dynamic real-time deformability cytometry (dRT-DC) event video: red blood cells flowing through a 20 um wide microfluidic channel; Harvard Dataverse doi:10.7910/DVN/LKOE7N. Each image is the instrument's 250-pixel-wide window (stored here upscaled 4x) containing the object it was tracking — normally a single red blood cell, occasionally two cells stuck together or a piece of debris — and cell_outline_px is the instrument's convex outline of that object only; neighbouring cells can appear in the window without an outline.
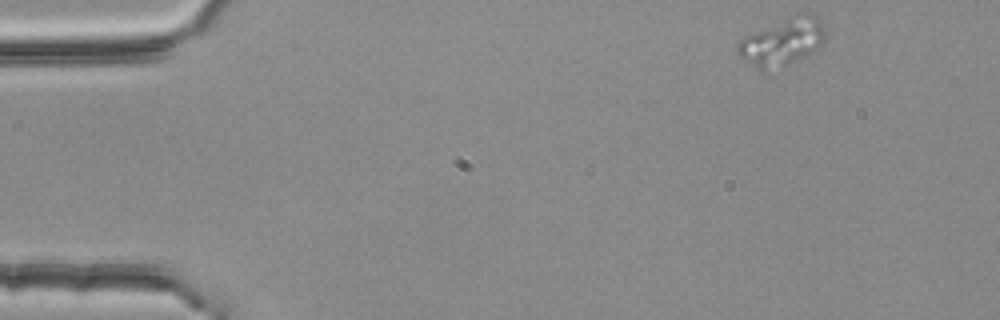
{"species": "common noctule bat (a hibernating species)", "species_latin": "Nyctalus noctula", "temperature_condition": "room temperature", "stored_images_in_passage": 51, "camera_frame_rate_fps": 3000, "um_per_image_px": 0.085, "animal": {"sex": "female", "body_mass_g": 25.1}, "frame": {"image": 1, "passage_image": 1, "time_ms": 0.0, "image_size_px": [1000, 320], "cell_outline_px": [[824, 40], [816, 48], [784, 68], [764, 72], [740, 56], [736, 52], [736, 44], [744, 36], [796, 12], [812, 12], [820, 20], [824, 28]], "centroid_in_image_um": [66.48, 3.53], "position_along_channel_um": 18.5, "area_um2": 24.39}}